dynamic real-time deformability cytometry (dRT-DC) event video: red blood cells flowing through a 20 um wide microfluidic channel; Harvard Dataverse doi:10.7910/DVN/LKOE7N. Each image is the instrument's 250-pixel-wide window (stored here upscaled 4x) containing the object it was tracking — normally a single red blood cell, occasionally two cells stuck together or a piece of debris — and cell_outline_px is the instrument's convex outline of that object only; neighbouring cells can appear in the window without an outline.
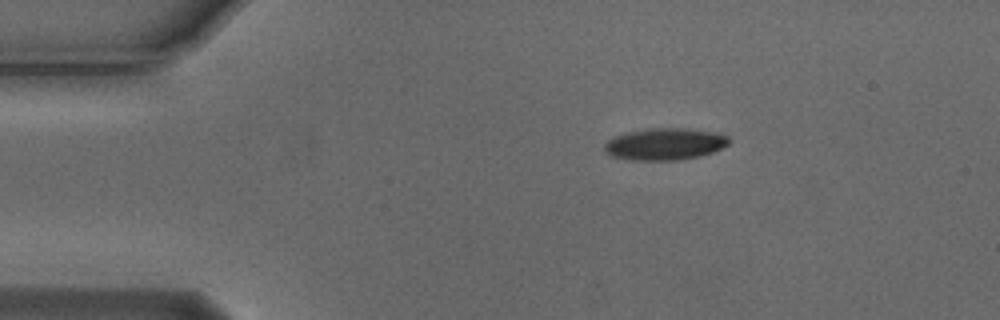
{"species": "Egyptian fruit bat (a non-hibernating species)", "species_latin": "Rousettus aegyptiacus", "temperature_condition": "cold", "stored_images_in_passage": 4, "camera_frame_rate_fps": 3000, "um_per_image_px": 0.085, "animal": {"sex": "male"}, "frame": {"image": 1, "passage_image": 1, "time_ms": 0.0, "image_size_px": [1000, 320], "cell_outline_px": [[728, 144], [712, 152], [700, 156], [680, 160], [632, 160], [612, 156], [604, 152], [604, 144], [608, 140], [616, 136], [628, 132], [652, 128], [680, 128], [712, 132], [728, 136]], "centroid_in_image_um": [56.47, 12.26], "position_along_channel_um": 28.5, "area_um2": 22.83}}
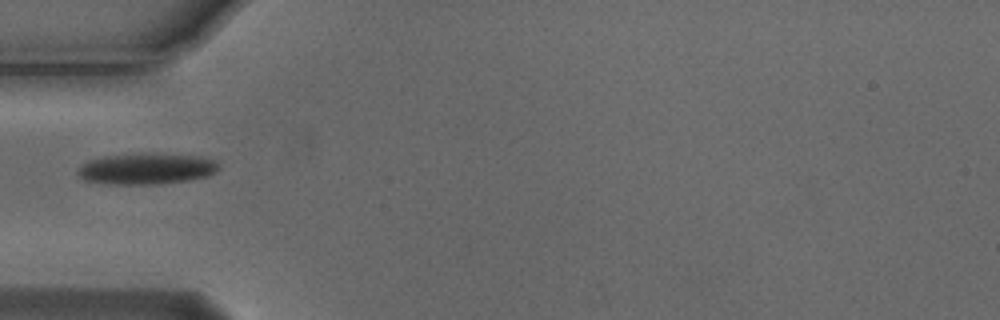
{"frame": {"image": 2, "passage_image": 3, "time_ms": 0.667, "image_size_px": [1000, 320], "cell_outline_px": [[220, 168], [216, 172], [208, 176], [192, 180], [156, 184], [112, 184], [84, 180], [76, 172], [76, 168], [80, 164], [88, 160], [100, 156], [140, 152], [144, 152], [200, 156], [216, 160], [220, 164]], "centroid_in_image_um": [12.45, 14.32], "position_along_channel_um": 72.6, "area_um2": 26.36}}
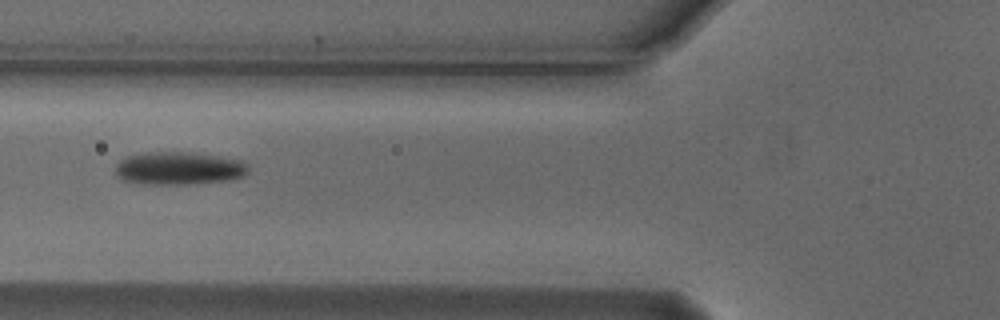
{"frame": {"image": 3, "passage_image": 4, "time_ms": 1.0, "image_size_px": [1000, 320], "cell_outline_px": [[248, 172], [244, 176], [232, 180], [184, 184], [144, 184], [124, 180], [116, 176], [116, 164], [120, 160], [128, 156], [140, 152], [192, 152], [244, 160], [248, 164]], "centroid_in_image_um": [15.23, 14.3], "position_along_channel_um": 110.6, "area_um2": 25.78}}